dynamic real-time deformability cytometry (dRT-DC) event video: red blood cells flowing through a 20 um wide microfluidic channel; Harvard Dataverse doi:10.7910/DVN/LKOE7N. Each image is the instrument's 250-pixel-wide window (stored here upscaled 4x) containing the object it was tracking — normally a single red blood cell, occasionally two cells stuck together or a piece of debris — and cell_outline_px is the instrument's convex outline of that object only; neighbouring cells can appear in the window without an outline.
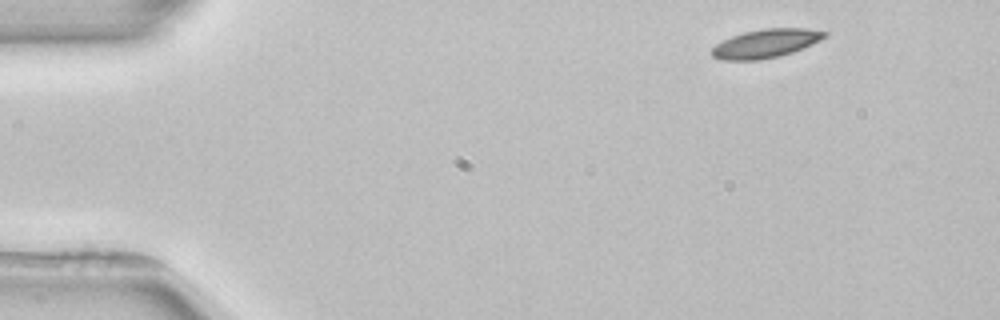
{"species": "common noctule bat (a hibernating species)", "species_latin": "Nyctalus noctula", "temperature_condition": "room temperature", "stored_images_in_passage": 4, "camera_frame_rate_fps": 3000, "um_per_image_px": 0.085, "animal": {"sex": "female", "body_mass_g": 22.7, "forearm_length_mm": 54.2}, "frame": {"image": 1, "passage_image": 1, "time_ms": 0.0, "image_size_px": [1000, 320], "cell_outline_px": [[828, 36], [812, 44], [792, 52], [780, 56], [760, 60], [720, 60], [712, 56], [708, 52], [716, 44], [732, 36], [744, 32], [764, 28], [808, 28], [828, 32]], "centroid_in_image_um": [65.08, 3.7], "position_along_channel_um": 19.9, "area_um2": 18.96}}